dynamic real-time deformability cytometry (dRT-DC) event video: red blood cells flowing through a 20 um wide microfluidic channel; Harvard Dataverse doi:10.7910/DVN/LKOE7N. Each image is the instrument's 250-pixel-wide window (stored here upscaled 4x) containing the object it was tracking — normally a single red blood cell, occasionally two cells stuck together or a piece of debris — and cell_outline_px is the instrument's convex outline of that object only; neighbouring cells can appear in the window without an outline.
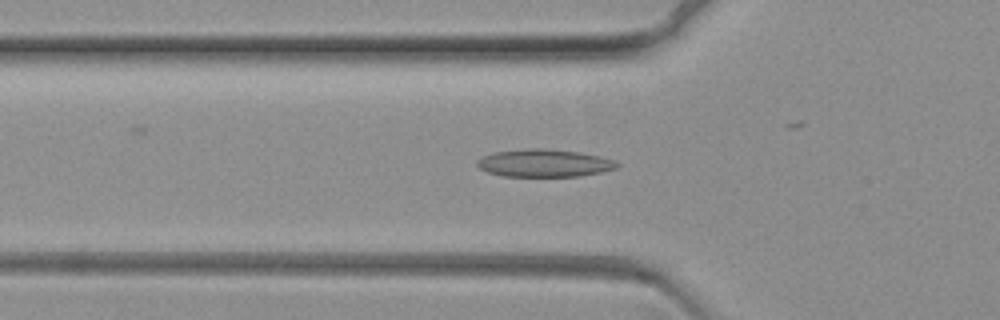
{"species": "common noctule bat (a hibernating species)", "species_latin": "Nyctalus noctula", "temperature_condition": "warm", "stored_images_in_passage": 71, "camera_frame_rate_fps": 3000, "um_per_image_px": 0.085, "animal": {"sex": "female", "body_mass_g": 19.3, "forearm_length_mm": 54.1}, "frame": {"image": 1, "passage_image": 24, "time_ms": 7.667, "image_size_px": [1000, 320], "cell_outline_px": [[620, 164], [616, 168], [600, 172], [580, 176], [504, 176], [488, 172], [480, 168], [476, 164], [476, 160], [492, 152], [528, 148], [544, 148], [580, 152], [600, 156], [616, 160]], "centroid_in_image_um": [46.27, 13.85], "position_along_channel_um": 79.5, "area_um2": 22.6}}
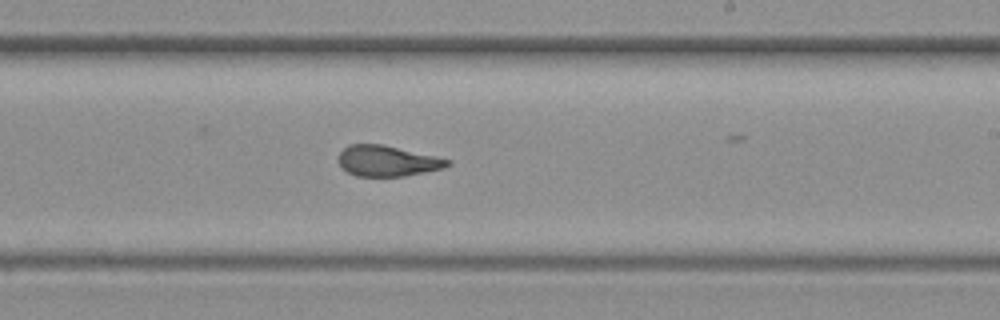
{"frame": {"image": 2, "passage_image": 42, "time_ms": 13.667, "image_size_px": [1000, 320], "cell_outline_px": [[452, 164], [444, 168], [404, 176], [356, 176], [340, 168], [336, 160], [340, 152], [348, 144], [380, 144], [452, 160]], "centroid_in_image_um": [32.87, 13.69], "position_along_channel_um": 256.1, "area_um2": 19.54}}
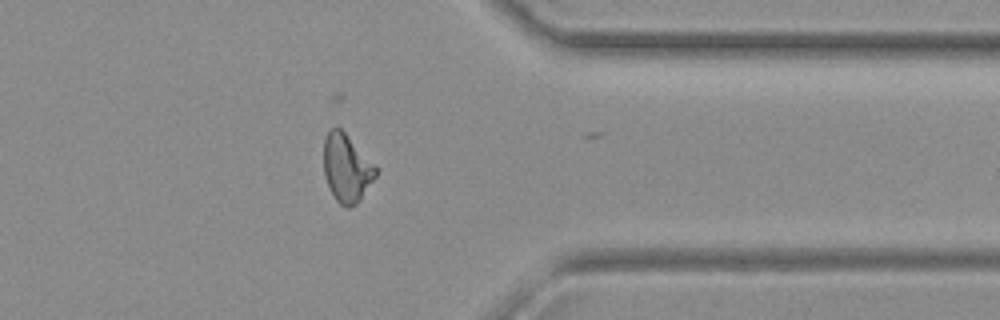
{"frame": {"image": 3, "passage_image": 56, "time_ms": 18.333, "image_size_px": [1000, 320], "cell_outline_px": [[376, 176], [360, 200], [356, 204], [348, 208], [344, 208], [336, 200], [324, 176], [324, 140], [328, 132], [332, 128], [340, 128], [344, 132], [376, 168]], "centroid_in_image_um": [29.44, 14.33], "position_along_channel_um": 382.0, "area_um2": 20.06}}